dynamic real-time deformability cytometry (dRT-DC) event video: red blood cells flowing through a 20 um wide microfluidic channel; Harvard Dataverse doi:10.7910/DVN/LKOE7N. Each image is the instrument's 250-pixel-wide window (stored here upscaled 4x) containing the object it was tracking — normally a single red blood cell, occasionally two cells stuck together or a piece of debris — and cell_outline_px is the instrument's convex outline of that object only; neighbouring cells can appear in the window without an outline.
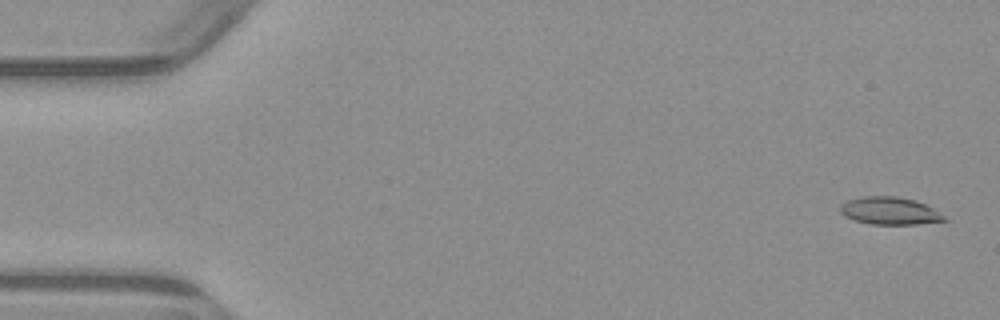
{"species": "common noctule bat (a hibernating species)", "species_latin": "Nyctalus noctula", "temperature_condition": "warm", "stored_images_in_passage": 5, "camera_frame_rate_fps": 3000, "um_per_image_px": 0.085, "animal": {"sex": "male", "body_mass_g": 23.1, "forearm_length_mm": 52.7}, "frame": {"image": 1, "passage_image": 1, "time_ms": 0.0, "image_size_px": [1000, 320], "cell_outline_px": [[948, 220], [916, 224], [872, 224], [856, 220], [844, 216], [840, 212], [840, 204], [848, 200], [864, 196], [896, 196], [912, 200], [924, 204], [932, 208], [944, 216]], "centroid_in_image_um": [75.59, 17.92], "position_along_channel_um": 9.4, "area_um2": 16.42}}
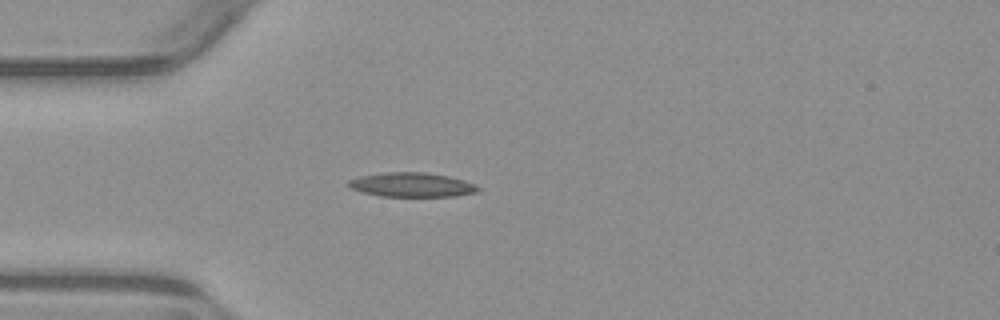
{"frame": {"image": 2, "passage_image": 4, "time_ms": 4.333, "image_size_px": [1000, 320], "cell_outline_px": [[480, 192], [456, 196], [380, 196], [360, 192], [344, 184], [348, 180], [360, 176], [380, 172], [424, 172], [448, 176], [464, 180], [480, 188]], "centroid_in_image_um": [34.96, 15.7], "position_along_channel_um": 50.0, "area_um2": 18.5}}